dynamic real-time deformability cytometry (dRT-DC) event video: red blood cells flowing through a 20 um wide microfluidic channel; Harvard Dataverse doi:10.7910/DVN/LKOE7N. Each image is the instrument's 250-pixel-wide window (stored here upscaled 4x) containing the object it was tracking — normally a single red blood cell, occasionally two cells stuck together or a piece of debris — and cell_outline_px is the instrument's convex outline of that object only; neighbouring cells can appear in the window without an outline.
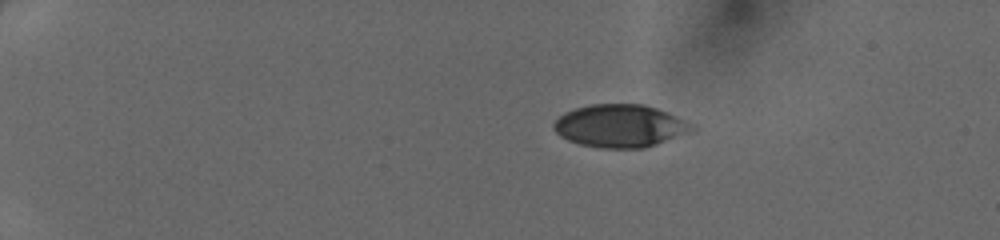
{"species": "human", "species_latin": "Homo sapiens", "temperature_condition": "cold", "stored_images_in_passage": 40, "camera_frame_rate_fps": 3000, "um_per_image_px": 0.085, "donor": {"sex": "female"}, "frame": {"image": 1, "passage_image": 1, "time_ms": 0.0, "image_size_px": [1000, 240], "cell_outline_px": [[696, 132], [644, 148], [600, 148], [580, 144], [568, 140], [560, 136], [552, 128], [552, 124], [564, 112], [576, 108], [592, 104], [644, 104], [656, 108], [692, 124], [696, 128]], "centroid_in_image_um": [52.73, 10.71], "position_along_channel_um": 32.3, "area_um2": 34.56}}
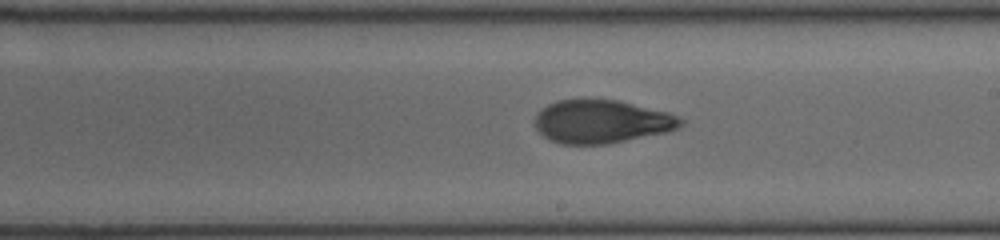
{"frame": {"image": 2, "passage_image": 22, "time_ms": 7.0, "image_size_px": [1000, 240], "cell_outline_px": [[684, 124], [668, 132], [608, 144], [560, 144], [544, 136], [536, 128], [536, 116], [540, 108], [556, 100], [616, 100], [668, 112], [680, 116], [684, 120]], "centroid_in_image_um": [51.16, 10.34], "position_along_channel_um": 237.8, "area_um2": 36.65}}
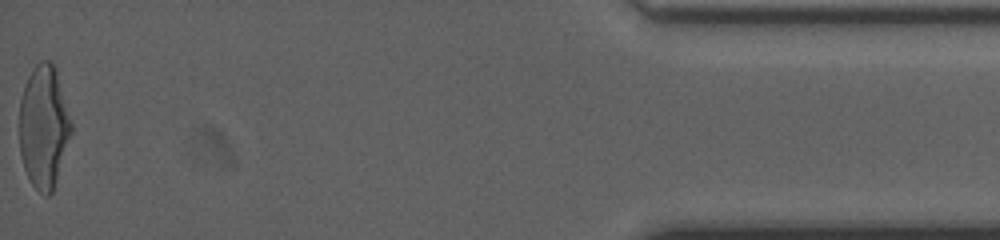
{"frame": {"image": 3, "passage_image": 40, "time_ms": 13.0, "image_size_px": [1000, 240], "cell_outline_px": [[72, 132], [52, 192], [48, 196], [44, 196], [32, 184], [24, 168], [20, 152], [20, 100], [24, 84], [32, 68], [40, 60], [52, 60], [56, 68], [72, 124]], "centroid_in_image_um": [3.72, 10.73], "position_along_channel_um": 431.5, "area_um2": 37.05}}